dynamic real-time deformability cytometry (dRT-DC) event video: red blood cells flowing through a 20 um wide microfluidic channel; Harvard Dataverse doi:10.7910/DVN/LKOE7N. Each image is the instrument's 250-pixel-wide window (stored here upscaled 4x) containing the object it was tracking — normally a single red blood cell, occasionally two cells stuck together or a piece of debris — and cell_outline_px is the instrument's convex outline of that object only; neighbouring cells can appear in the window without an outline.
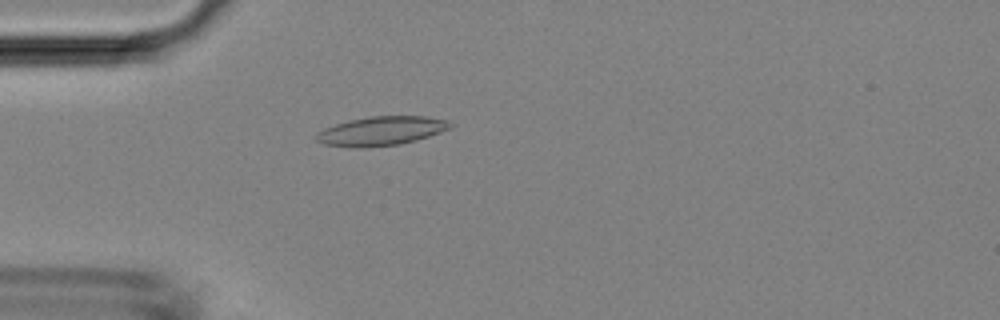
{"species": "Egyptian fruit bat (a non-hibernating species)", "species_latin": "Rousettus aegyptiacus", "temperature_condition": "room temperature", "stored_images_in_passage": 9, "camera_frame_rate_fps": 3000, "um_per_image_px": 0.085, "animal": {"sex": "female"}, "frame": {"image": 1, "passage_image": 1, "time_ms": 0.0, "image_size_px": [1000, 320], "cell_outline_px": [[452, 128], [416, 140], [400, 144], [364, 148], [352, 148], [324, 144], [316, 140], [316, 132], [324, 128], [348, 120], [368, 116], [424, 116], [448, 120], [452, 124]], "centroid_in_image_um": [32.38, 11.13], "position_along_channel_um": 52.6, "area_um2": 22.83}}
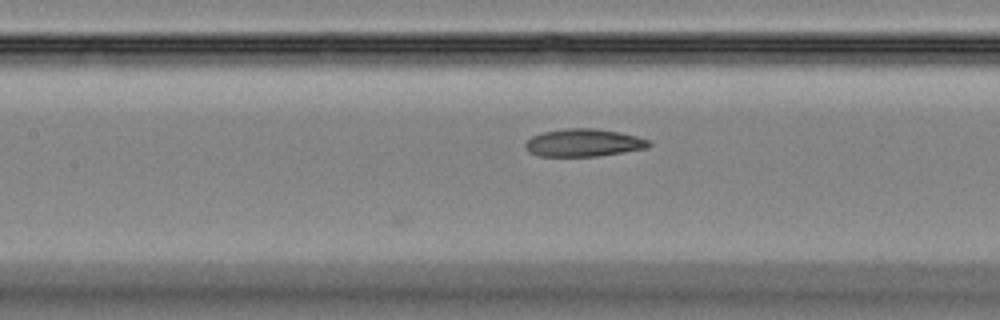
{"frame": {"image": 2, "passage_image": 9, "time_ms": 2.667, "image_size_px": [1000, 320], "cell_outline_px": [[652, 144], [648, 148], [600, 156], [536, 156], [528, 152], [524, 148], [524, 144], [532, 136], [540, 132], [564, 128], [596, 128], [620, 132], [652, 140]], "centroid_in_image_um": [49.61, 12.13], "position_along_channel_um": 157.8, "area_um2": 20.35}}